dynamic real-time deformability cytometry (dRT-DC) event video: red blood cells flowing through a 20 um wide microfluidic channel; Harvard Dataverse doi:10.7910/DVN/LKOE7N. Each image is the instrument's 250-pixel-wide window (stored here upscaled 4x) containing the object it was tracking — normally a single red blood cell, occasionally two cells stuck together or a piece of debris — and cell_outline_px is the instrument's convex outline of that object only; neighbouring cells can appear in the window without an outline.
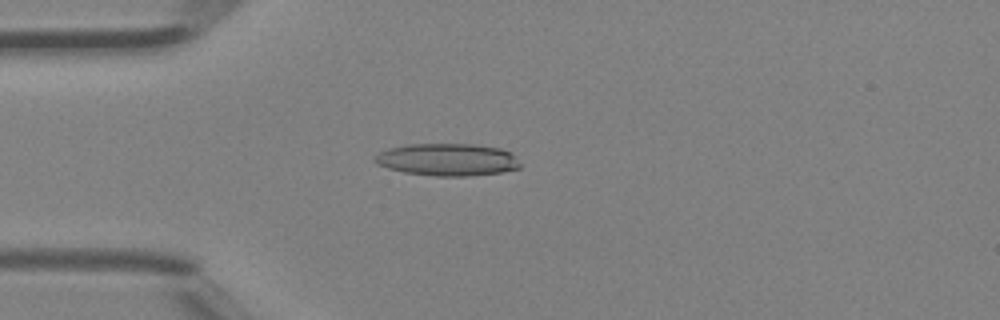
{"species": "Egyptian fruit bat (a non-hibernating species)", "species_latin": "Rousettus aegyptiacus", "temperature_condition": "room temperature", "stored_images_in_passage": 3, "camera_frame_rate_fps": 3000, "um_per_image_px": 0.085, "animal": {"sex": "female"}, "frame": {"image": 1, "passage_image": 3, "time_ms": 0.667, "image_size_px": [1000, 320], "cell_outline_px": [[520, 168], [500, 172], [468, 176], [436, 176], [404, 172], [388, 168], [376, 164], [372, 160], [380, 152], [388, 148], [408, 144], [472, 144], [500, 148], [512, 152], [520, 164]], "centroid_in_image_um": [38.02, 13.56], "position_along_channel_um": 47.0, "area_um2": 27.4}}